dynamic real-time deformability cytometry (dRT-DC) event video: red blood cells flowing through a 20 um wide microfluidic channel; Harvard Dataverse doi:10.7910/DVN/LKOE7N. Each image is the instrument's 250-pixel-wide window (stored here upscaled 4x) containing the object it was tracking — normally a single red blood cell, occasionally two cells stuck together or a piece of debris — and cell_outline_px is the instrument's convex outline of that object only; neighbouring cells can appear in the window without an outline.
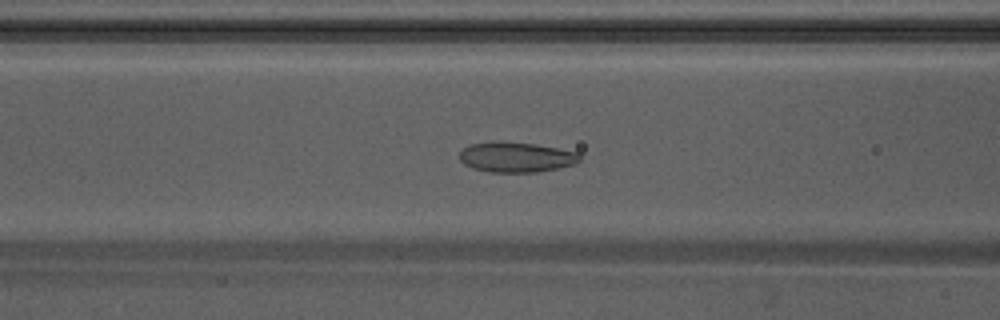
{"species": "Egyptian fruit bat (a non-hibernating species)", "species_latin": "Rousettus aegyptiacus", "temperature_condition": "warm", "stored_images_in_passage": 55, "camera_frame_rate_fps": 3000, "um_per_image_px": 0.085, "animal": {"sex": "male"}, "frame": {"image": 1, "passage_image": 21, "time_ms": 6.667, "image_size_px": [1000, 320], "cell_outline_px": [[580, 160], [576, 164], [540, 172], [488, 172], [472, 168], [464, 164], [460, 160], [460, 152], [468, 144], [492, 140], [500, 140], [536, 144], [580, 152]], "centroid_in_image_um": [43.87, 13.34], "position_along_channel_um": 122.7, "area_um2": 21.68}}
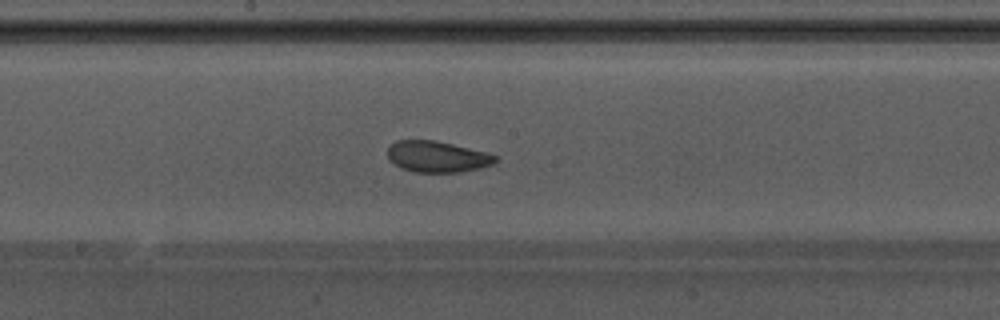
{"frame": {"image": 2, "passage_image": 28, "time_ms": 9.0, "image_size_px": [1000, 320], "cell_outline_px": [[496, 164], [480, 168], [460, 172], [416, 172], [400, 168], [388, 156], [388, 148], [396, 140], [436, 140], [488, 152], [496, 156]], "centroid_in_image_um": [37.21, 13.31], "position_along_channel_um": 211.0, "area_um2": 19.59}}
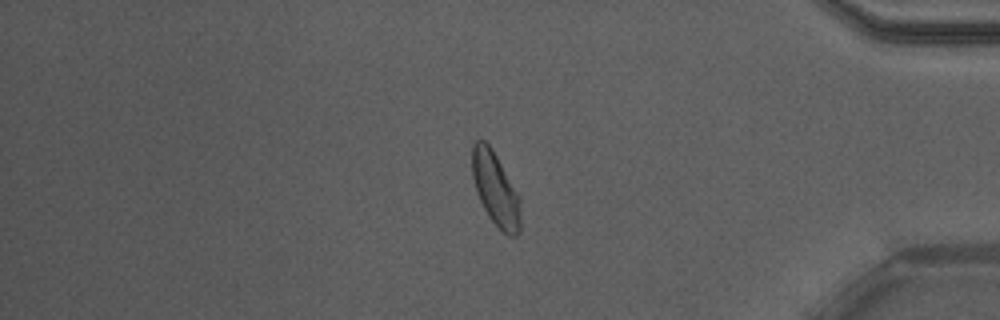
{"frame": {"image": 3, "passage_image": 45, "time_ms": 14.667, "image_size_px": [1000, 320], "cell_outline_px": [[520, 232], [516, 236], [508, 236], [488, 216], [480, 200], [472, 176], [472, 144], [476, 140], [484, 140], [492, 148], [520, 196]], "centroid_in_image_um": [42.13, 16.06], "position_along_channel_um": 393.1, "area_um2": 20.63}, "authors_computed_cell_mechanics": {"area_um2": 21.2126, "velocity_mm_per_s": 3.7888, "shape_relaxation_time_tau1_ms": 3.419, "shape_relaxation_time_tau2_ms": 2.0993, "deformation_change_tau1": 0.1008, "deformation_change_tau2": 0.0817}}